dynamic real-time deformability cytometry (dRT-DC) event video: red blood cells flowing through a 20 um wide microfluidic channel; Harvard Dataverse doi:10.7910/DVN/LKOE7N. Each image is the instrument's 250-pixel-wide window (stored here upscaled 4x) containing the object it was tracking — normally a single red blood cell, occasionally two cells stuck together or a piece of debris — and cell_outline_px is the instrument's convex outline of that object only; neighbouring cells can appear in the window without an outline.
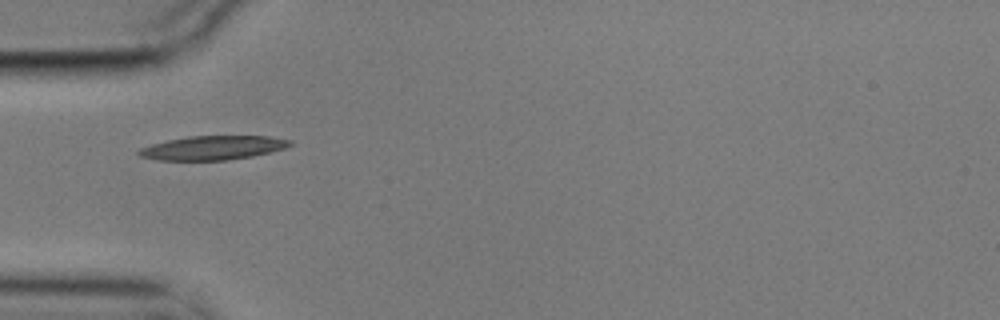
{"species": "common noctule bat (a hibernating species)", "species_latin": "Nyctalus noctula", "temperature_condition": "cold", "stored_images_in_passage": 7, "camera_frame_rate_fps": 3000, "um_per_image_px": 0.085, "animal": {"sex": "male", "body_mass_g": 17.9}, "frame": {"image": 1, "passage_image": 1, "time_ms": 0.0, "image_size_px": [1000, 320], "cell_outline_px": [[292, 144], [284, 148], [252, 156], [228, 160], [156, 160], [140, 156], [136, 152], [140, 148], [152, 144], [168, 140], [188, 136], [268, 136], [292, 140]], "centroid_in_image_um": [18.07, 12.56], "position_along_channel_um": 66.9, "area_um2": 21.04}}
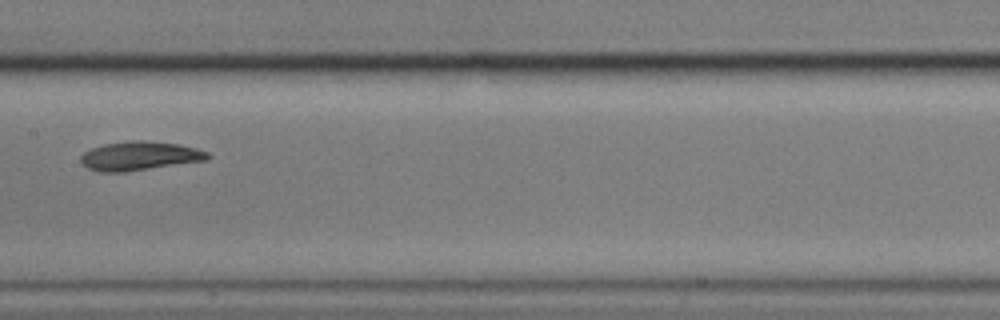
{"frame": {"image": 2, "passage_image": 4, "time_ms": 1.0, "image_size_px": [1000, 320], "cell_outline_px": [[212, 156], [208, 160], [124, 172], [96, 172], [88, 168], [80, 160], [80, 156], [84, 152], [92, 148], [104, 144], [132, 140], [144, 140], [176, 144], [196, 148], [208, 152]], "centroid_in_image_um": [11.87, 13.26], "position_along_channel_um": 195.5, "area_um2": 21.39}}
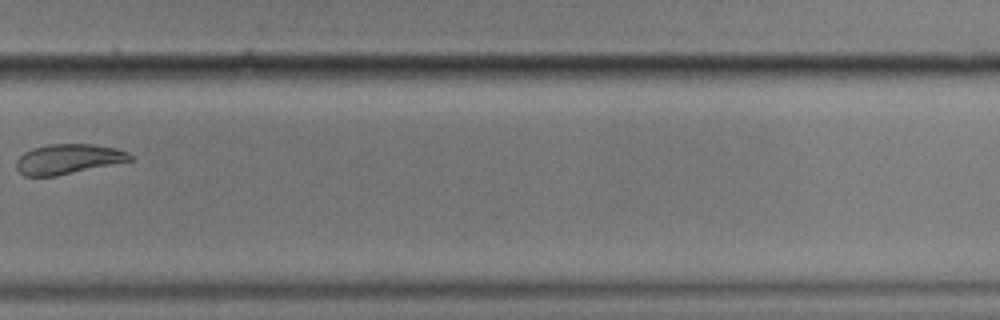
{"frame": {"image": 3, "passage_image": 7, "time_ms": 2.0, "image_size_px": [1000, 320], "cell_outline_px": [[132, 160], [56, 176], [24, 176], [16, 168], [16, 160], [24, 152], [32, 148], [48, 144], [92, 144], [116, 148], [128, 152], [132, 156]], "centroid_in_image_um": [5.77, 13.51], "position_along_channel_um": 324.0, "area_um2": 19.77}}